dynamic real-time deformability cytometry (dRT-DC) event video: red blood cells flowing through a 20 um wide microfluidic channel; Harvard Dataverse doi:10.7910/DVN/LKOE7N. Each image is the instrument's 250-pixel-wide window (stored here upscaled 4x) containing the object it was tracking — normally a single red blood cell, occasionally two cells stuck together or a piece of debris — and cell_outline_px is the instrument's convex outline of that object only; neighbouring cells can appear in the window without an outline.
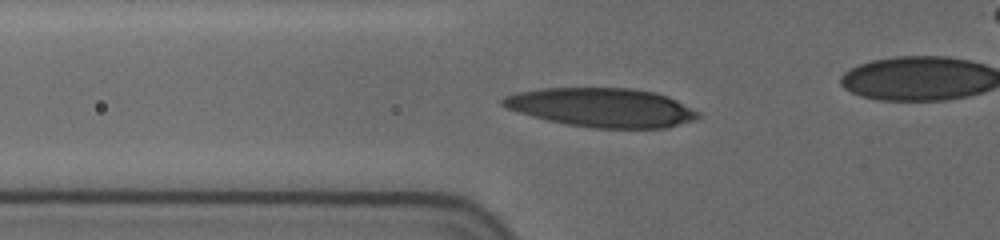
{"species": "human", "species_latin": "Homo sapiens", "temperature_condition": "cold", "stored_images_in_passage": 46, "camera_frame_rate_fps": 3000, "um_per_image_px": 0.085, "donor": {"sex": "female"}, "frame": {"image": 1, "passage_image": 45, "time_ms": 8.0, "image_size_px": [1000, 240], "cell_outline_px": [[700, 116], [692, 120], [668, 128], [592, 128], [568, 124], [548, 120], [532, 116], [508, 108], [500, 104], [500, 100], [504, 96], [516, 92], [540, 88], [632, 88], [656, 92], [668, 96], [700, 112]], "centroid_in_image_um": [51.15, 9.13], "position_along_channel_um": 74.6, "area_um2": 44.39}}